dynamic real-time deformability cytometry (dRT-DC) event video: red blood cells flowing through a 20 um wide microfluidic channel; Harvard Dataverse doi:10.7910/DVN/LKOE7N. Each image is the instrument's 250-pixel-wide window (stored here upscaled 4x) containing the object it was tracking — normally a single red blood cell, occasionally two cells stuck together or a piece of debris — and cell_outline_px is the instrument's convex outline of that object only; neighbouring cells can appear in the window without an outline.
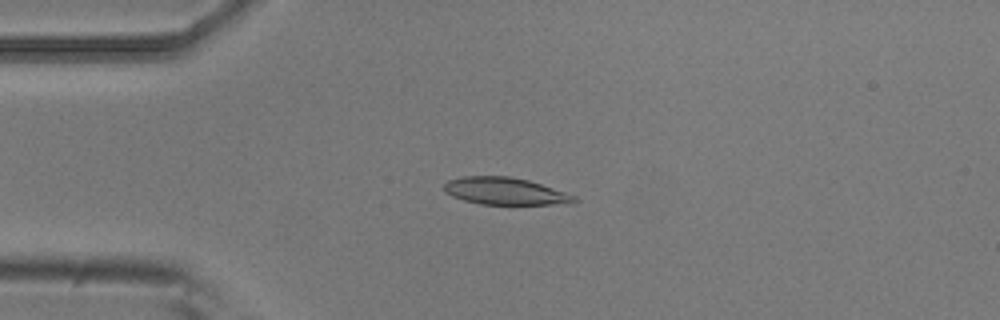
{"species": "common noctule bat (a hibernating species)", "species_latin": "Nyctalus noctula", "temperature_condition": "room temperature", "stored_images_in_passage": 7, "camera_frame_rate_fps": 3000, "um_per_image_px": 0.085, "animal": {"sex": "male", "body_mass_g": 20.5, "forearm_length_mm": 52.5}, "frame": {"image": 1, "passage_image": 1, "time_ms": 0.0, "image_size_px": [1000, 320], "cell_outline_px": [[580, 200], [572, 204], [480, 204], [464, 200], [452, 196], [444, 192], [444, 184], [448, 180], [464, 176], [508, 176], [528, 180], [576, 196]], "centroid_in_image_um": [42.94, 16.25], "position_along_channel_um": 42.1, "area_um2": 20.58}}
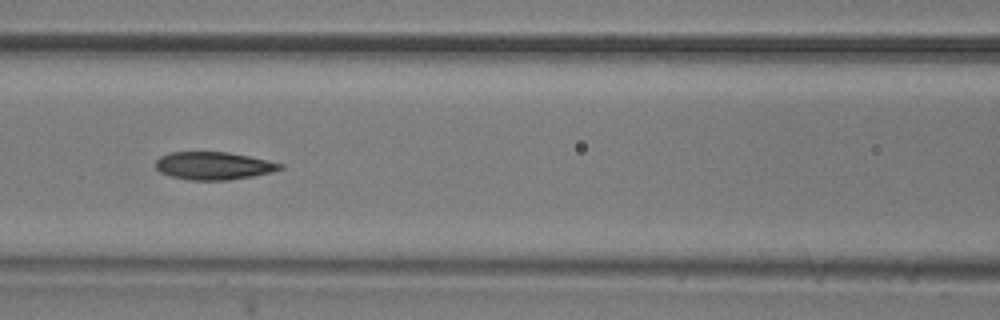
{"frame": {"image": 2, "passage_image": 4, "time_ms": 1.0, "image_size_px": [1000, 320], "cell_outline_px": [[284, 168], [272, 172], [252, 176], [228, 180], [188, 180], [172, 176], [160, 172], [156, 168], [156, 160], [160, 156], [168, 152], [228, 152], [268, 160], [284, 164]], "centroid_in_image_um": [18.16, 14.08], "position_along_channel_um": 148.4, "area_um2": 20.17}}
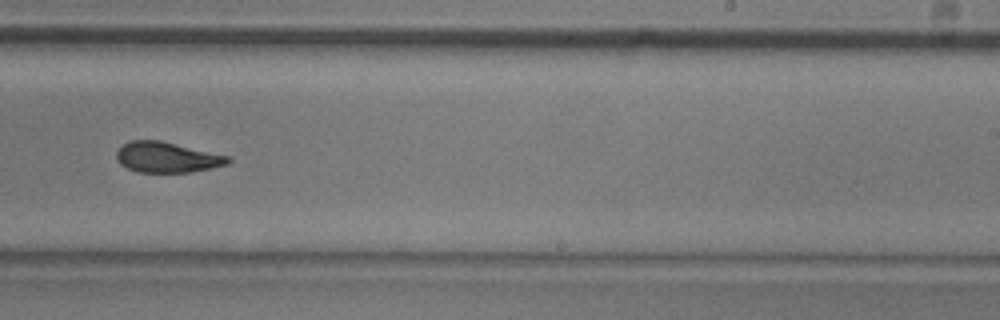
{"frame": {"image": 3, "passage_image": 7, "time_ms": 2.0, "image_size_px": [1000, 320], "cell_outline_px": [[232, 160], [228, 164], [212, 168], [192, 172], [136, 172], [120, 164], [116, 156], [116, 152], [128, 140], [160, 140], [232, 156]], "centroid_in_image_um": [14.24, 13.36], "position_along_channel_um": 274.8, "area_um2": 20.06}}